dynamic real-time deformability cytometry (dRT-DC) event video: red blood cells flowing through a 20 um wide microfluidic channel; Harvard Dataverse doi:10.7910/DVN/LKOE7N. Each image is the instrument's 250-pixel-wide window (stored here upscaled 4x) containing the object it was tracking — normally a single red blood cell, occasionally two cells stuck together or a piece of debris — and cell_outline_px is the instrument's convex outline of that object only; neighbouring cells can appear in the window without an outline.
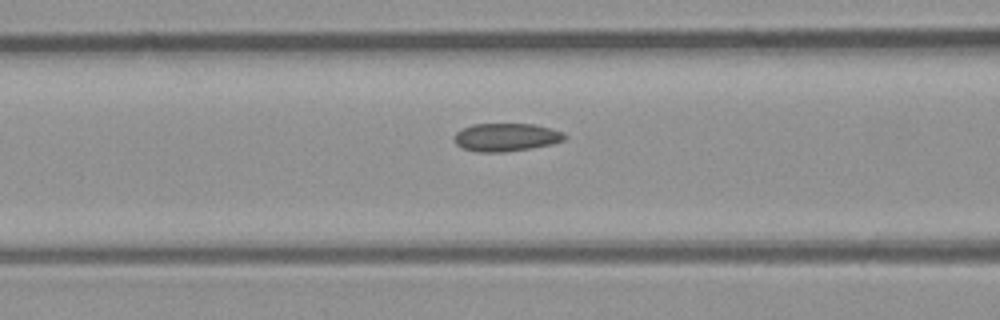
{"species": "common noctule bat (a hibernating species)", "species_latin": "Nyctalus noctula", "temperature_condition": "room temperature", "stored_images_in_passage": 4, "camera_frame_rate_fps": 3000, "um_per_image_px": 0.085, "animal": {"sex": "male", "body_mass_g": 23.1, "forearm_length_mm": 52.7}, "frame": {"image": 1, "passage_image": 4, "time_ms": 3.333, "image_size_px": [1000, 320], "cell_outline_px": [[568, 136], [564, 140], [552, 144], [532, 148], [504, 152], [476, 152], [460, 148], [456, 144], [456, 132], [460, 128], [472, 124], [536, 124], [552, 128], [564, 132]], "centroid_in_image_um": [43.04, 11.66], "position_along_channel_um": 123.6, "area_um2": 18.32}}